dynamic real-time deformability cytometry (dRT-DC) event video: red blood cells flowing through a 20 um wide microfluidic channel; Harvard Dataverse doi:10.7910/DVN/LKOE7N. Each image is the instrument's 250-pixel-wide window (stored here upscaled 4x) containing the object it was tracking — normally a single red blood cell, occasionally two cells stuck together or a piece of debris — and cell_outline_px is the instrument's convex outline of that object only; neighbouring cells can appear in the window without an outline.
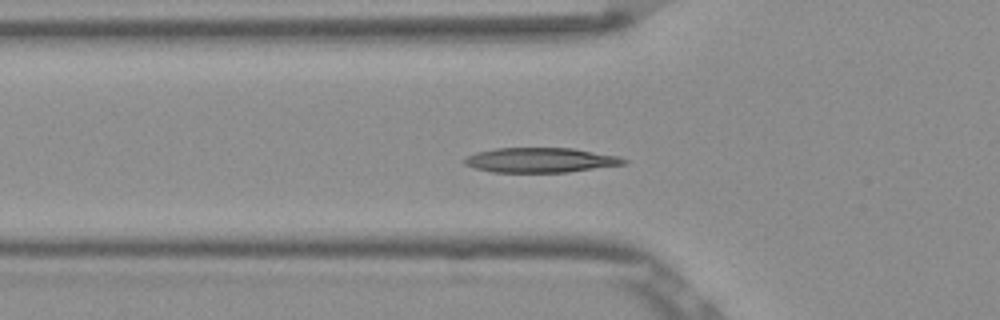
{"species": "Egyptian fruit bat (a non-hibernating species)", "species_latin": "Rousettus aegyptiacus", "temperature_condition": "room temperature", "stored_images_in_passage": 55, "camera_frame_rate_fps": 3000, "um_per_image_px": 0.085, "frame": {"image": 1, "passage_image": 19, "time_ms": 6.0, "image_size_px": [1000, 320], "cell_outline_px": [[628, 164], [568, 172], [492, 172], [476, 168], [464, 164], [464, 160], [468, 156], [476, 152], [496, 148], [572, 148], [620, 156], [628, 160]], "centroid_in_image_um": [46.0, 13.61], "position_along_channel_um": 79.8, "area_um2": 23.06}}
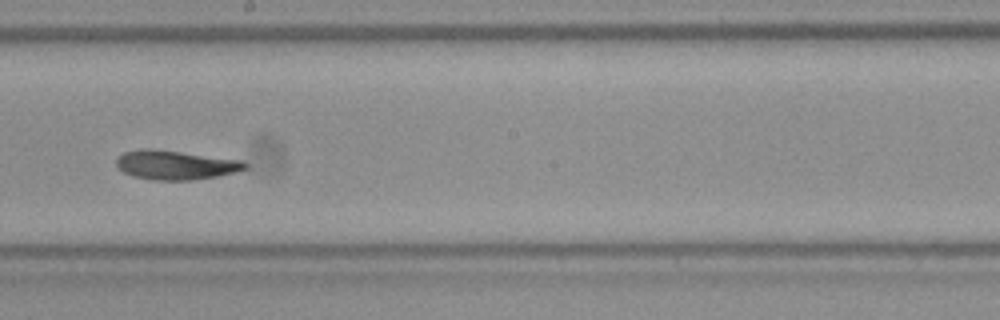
{"frame": {"image": 2, "passage_image": 31, "time_ms": 10.0, "image_size_px": [1000, 320], "cell_outline_px": [[248, 168], [236, 172], [216, 176], [192, 180], [152, 180], [132, 176], [124, 172], [116, 164], [116, 156], [124, 152], [140, 148], [152, 148], [244, 160], [248, 164]], "centroid_in_image_um": [14.92, 14.01], "position_along_channel_um": 233.3, "area_um2": 22.14}}
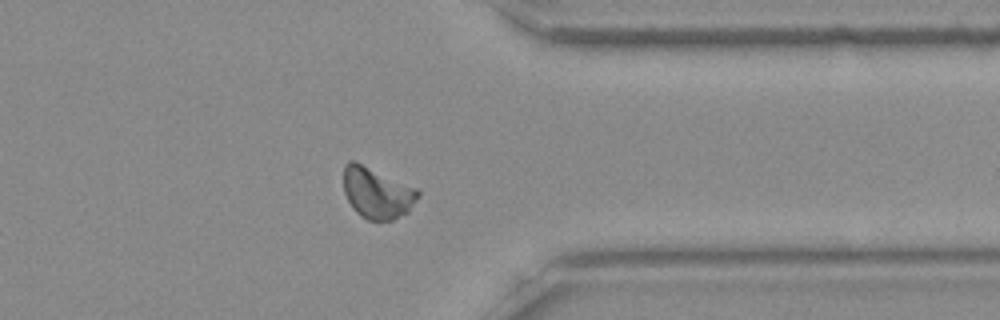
{"frame": {"image": 3, "passage_image": 43, "time_ms": 14.0, "image_size_px": [1000, 320], "cell_outline_px": [[420, 196], [408, 212], [392, 220], [368, 220], [360, 216], [352, 208], [344, 192], [344, 164], [348, 160], [356, 160], [416, 188], [420, 192]], "centroid_in_image_um": [32.03, 16.38], "position_along_channel_um": 379.4, "area_um2": 22.37}, "authors_computed_cell_mechanics": {"area_um2": 21.7906, "velocity_mm_per_s": 3.822, "shape_relaxation_time_tau1_ms": 3.3592, "shape_relaxation_time_tau2_ms": 1.6409, "deformation_change_tau1": 0.1313, "deformation_change_tau2": 0.0751}}